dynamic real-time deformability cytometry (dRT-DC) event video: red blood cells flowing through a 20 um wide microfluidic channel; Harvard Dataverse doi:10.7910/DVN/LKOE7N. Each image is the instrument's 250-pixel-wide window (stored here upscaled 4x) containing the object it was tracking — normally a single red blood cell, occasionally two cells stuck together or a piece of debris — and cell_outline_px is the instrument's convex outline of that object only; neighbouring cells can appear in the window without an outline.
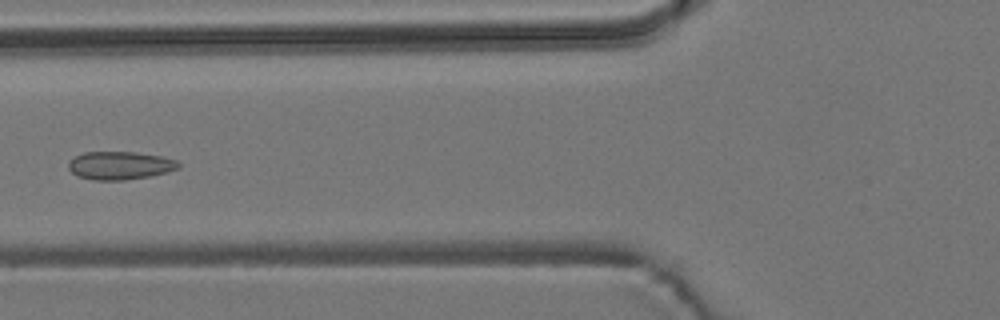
{"species": "common noctule bat (a hibernating species)", "species_latin": "Nyctalus noctula", "temperature_condition": "room temperature", "stored_images_in_passage": 9, "camera_frame_rate_fps": 3000, "um_per_image_px": 0.085, "animal": {"sex": "male", "body_mass_g": 19.2, "forearm_length_mm": 51.8}, "frame": {"image": 1, "passage_image": 6, "time_ms": 6.667, "image_size_px": [1000, 320], "cell_outline_px": [[180, 168], [148, 176], [124, 180], [96, 180], [76, 176], [68, 168], [68, 160], [84, 152], [136, 152], [160, 156], [176, 160], [180, 164]], "centroid_in_image_um": [10.15, 14.06], "position_along_channel_um": 115.6, "area_um2": 17.92}}
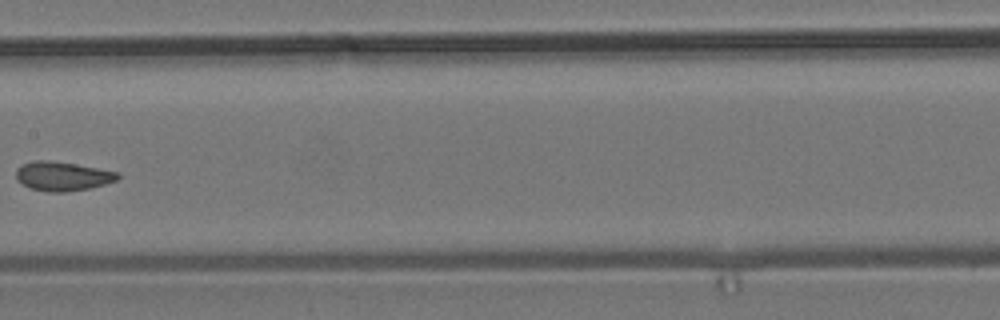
{"frame": {"image": 2, "passage_image": 8, "time_ms": 9.0, "image_size_px": [1000, 320], "cell_outline_px": [[120, 176], [116, 180], [104, 184], [88, 188], [64, 192], [48, 192], [32, 188], [16, 180], [16, 168], [24, 164], [36, 160], [48, 160], [76, 164], [120, 172]], "centroid_in_image_um": [5.32, 14.97], "position_along_channel_um": 202.1, "area_um2": 17.11}}
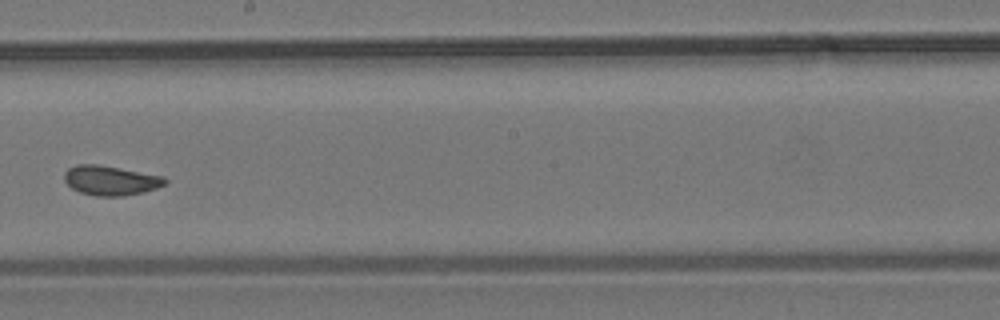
{"frame": {"image": 3, "passage_image": 9, "time_ms": 10.0, "image_size_px": [1000, 320], "cell_outline_px": [[168, 180], [164, 184], [156, 188], [144, 192], [124, 196], [96, 196], [80, 192], [72, 188], [64, 180], [64, 172], [68, 168], [76, 164], [96, 164], [164, 176]], "centroid_in_image_um": [9.39, 15.34], "position_along_channel_um": 238.8, "area_um2": 17.34}}